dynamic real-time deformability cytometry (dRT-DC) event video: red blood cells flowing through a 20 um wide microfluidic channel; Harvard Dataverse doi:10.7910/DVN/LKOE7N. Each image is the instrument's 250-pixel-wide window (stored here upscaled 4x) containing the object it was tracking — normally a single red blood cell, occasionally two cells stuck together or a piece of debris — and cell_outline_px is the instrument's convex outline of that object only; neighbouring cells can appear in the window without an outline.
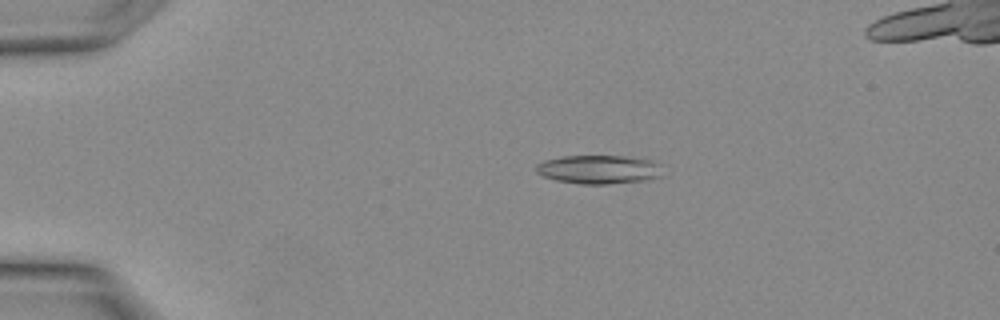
{"species": "Egyptian fruit bat (a non-hibernating species)", "species_latin": "Rousettus aegyptiacus", "temperature_condition": "warm", "stored_images_in_passage": 30, "camera_frame_rate_fps": 3000, "um_per_image_px": 0.085, "animal": {"sex": "female"}, "frame": {"image": 1, "passage_image": 5, "time_ms": 1.333, "image_size_px": [1000, 320], "cell_outline_px": [[660, 176], [644, 180], [604, 184], [580, 184], [556, 180], [544, 176], [536, 172], [536, 164], [544, 160], [560, 156], [628, 156], [652, 160], [660, 164]], "centroid_in_image_um": [50.87, 14.39], "position_along_channel_um": 34.1, "area_um2": 21.1}}
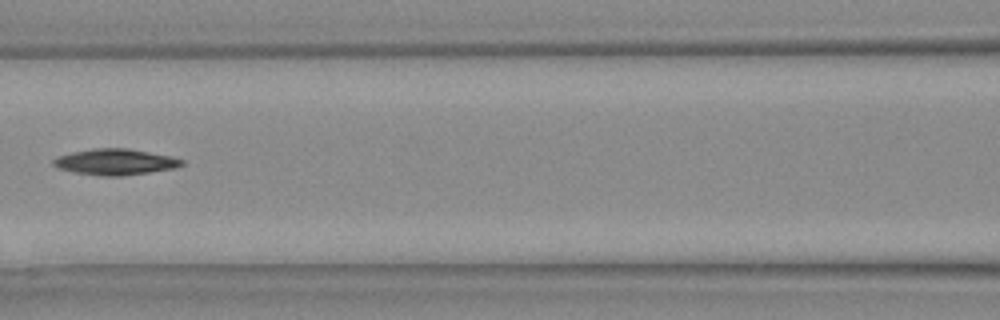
{"frame": {"image": 2, "passage_image": 13, "time_ms": 4.0, "image_size_px": [1000, 320], "cell_outline_px": [[184, 164], [176, 168], [120, 176], [104, 176], [76, 172], [60, 168], [52, 164], [52, 160], [60, 156], [72, 152], [92, 148], [128, 148], [172, 156], [184, 160]], "centroid_in_image_um": [9.84, 13.75], "position_along_channel_um": 156.8, "area_um2": 19.31}}